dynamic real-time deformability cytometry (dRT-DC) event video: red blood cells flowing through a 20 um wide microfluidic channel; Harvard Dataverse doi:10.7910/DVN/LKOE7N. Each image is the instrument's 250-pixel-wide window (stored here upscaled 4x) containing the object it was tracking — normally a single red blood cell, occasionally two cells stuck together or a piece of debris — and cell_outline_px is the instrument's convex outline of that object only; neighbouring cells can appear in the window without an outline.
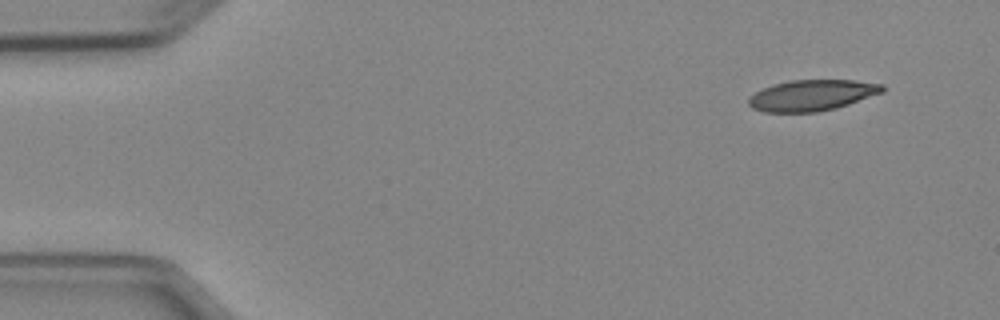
{"species": "Egyptian fruit bat (a non-hibernating species)", "species_latin": "Rousettus aegyptiacus", "temperature_condition": "cold", "stored_images_in_passage": 4, "camera_frame_rate_fps": 3000, "um_per_image_px": 0.085, "animal": {"sex": "female"}, "frame": {"image": 1, "passage_image": 1, "time_ms": 0.0, "image_size_px": [1000, 320], "cell_outline_px": [[884, 92], [836, 108], [816, 112], [764, 112], [752, 108], [748, 104], [748, 96], [772, 84], [792, 80], [856, 80], [884, 84]], "centroid_in_image_um": [69.01, 8.09], "position_along_channel_um": 16.0, "area_um2": 24.22}}
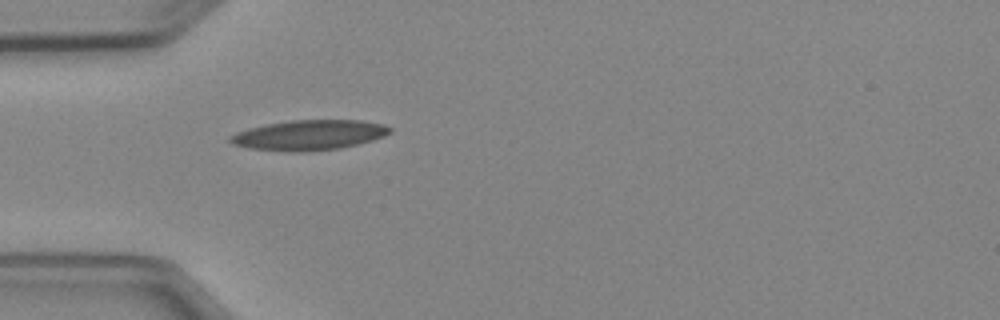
{"frame": {"image": 2, "passage_image": 4, "time_ms": 3.667, "image_size_px": [1000, 320], "cell_outline_px": [[392, 132], [384, 136], [372, 140], [340, 148], [296, 152], [248, 148], [232, 144], [228, 140], [228, 136], [236, 132], [248, 128], [268, 124], [292, 120], [364, 120], [384, 124], [392, 128]], "centroid_in_image_um": [26.27, 11.47], "position_along_channel_um": 58.7, "area_um2": 27.98}}